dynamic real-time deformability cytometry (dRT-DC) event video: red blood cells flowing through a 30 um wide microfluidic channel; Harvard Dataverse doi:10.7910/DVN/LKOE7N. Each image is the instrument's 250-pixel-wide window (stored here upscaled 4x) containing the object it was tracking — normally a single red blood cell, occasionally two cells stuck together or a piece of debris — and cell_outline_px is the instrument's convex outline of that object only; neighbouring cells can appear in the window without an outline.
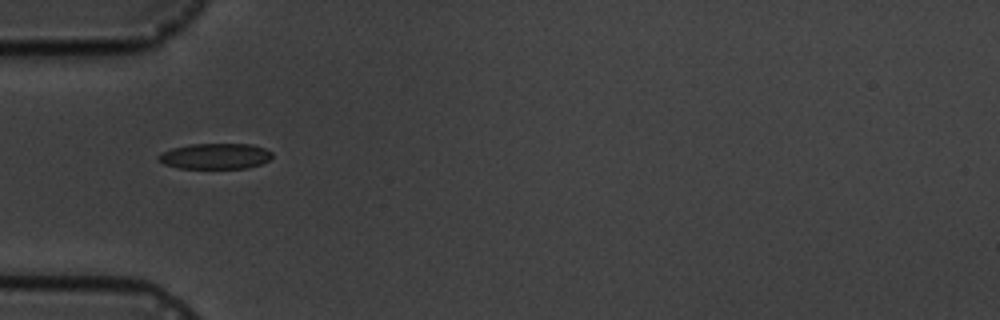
{"species": "common noctule bat (a hibernating species)", "species_latin": "Nyctalus noctula", "temperature_condition": "cold", "stored_images_in_passage": 14, "camera_frame_rate_fps": 3000, "um_per_image_px": 0.085, "animal": {"sex": "male", "body_mass_g": 19.5, "forearm_length_mm": 54.6}, "frame": {"image": 1, "passage_image": 3, "time_ms": 3.0, "image_size_px": [1000, 320], "cell_outline_px": [[272, 156], [268, 160], [260, 164], [248, 168], [180, 168], [164, 164], [156, 160], [156, 156], [160, 152], [172, 148], [188, 144], [252, 144], [264, 148], [272, 152]], "centroid_in_image_um": [18.25, 13.27], "position_along_channel_um": 66.8, "area_um2": 17.17}}
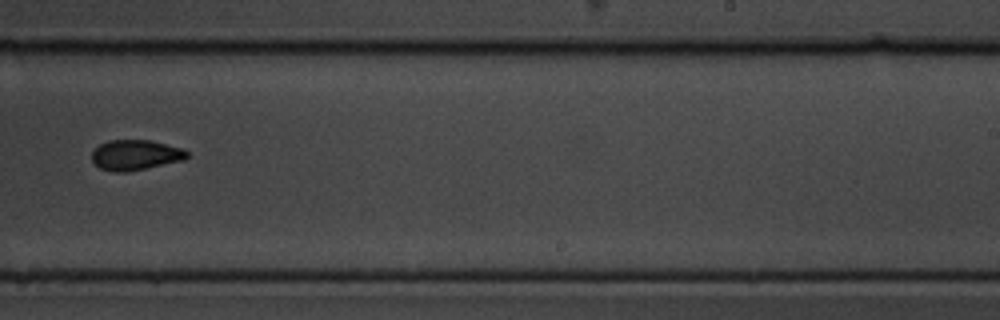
{"frame": {"image": 2, "passage_image": 8, "time_ms": 9.0, "image_size_px": [1000, 320], "cell_outline_px": [[188, 156], [184, 160], [124, 172], [116, 172], [100, 168], [92, 160], [92, 152], [100, 144], [108, 140], [148, 140], [184, 148], [188, 152]], "centroid_in_image_um": [11.52, 13.16], "position_along_channel_um": 277.5, "area_um2": 16.59}}
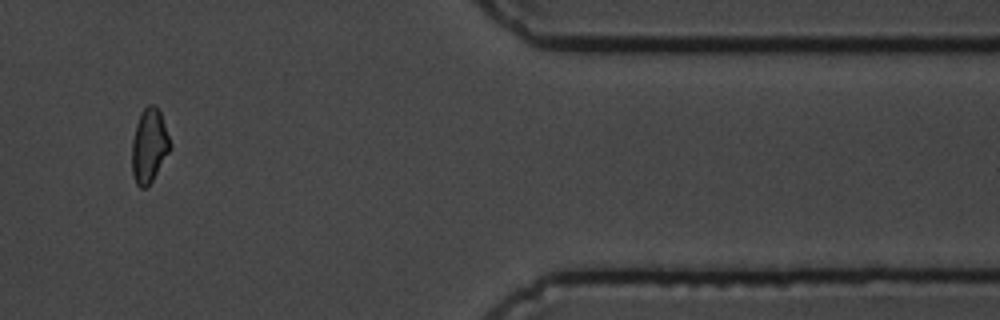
{"frame": {"image": 3, "passage_image": 12, "time_ms": 13.333, "image_size_px": [1000, 320], "cell_outline_px": [[172, 148], [152, 180], [144, 188], [140, 188], [136, 184], [132, 176], [132, 140], [136, 124], [140, 112], [148, 104], [152, 104], [160, 112], [172, 144]], "centroid_in_image_um": [12.68, 12.39], "position_along_channel_um": 398.7, "area_um2": 16.53}, "authors_computed_cell_mechanics": {"area_um2": 16.9354, "velocity_mm_per_s": 3.539, "shape_relaxation_time_tau1_ms": 2.2307, "shape_relaxation_time_tau2_ms": 2.8166, "deformation_change_tau1": 0.0688, "deformation_change_tau2": 0.0486}}